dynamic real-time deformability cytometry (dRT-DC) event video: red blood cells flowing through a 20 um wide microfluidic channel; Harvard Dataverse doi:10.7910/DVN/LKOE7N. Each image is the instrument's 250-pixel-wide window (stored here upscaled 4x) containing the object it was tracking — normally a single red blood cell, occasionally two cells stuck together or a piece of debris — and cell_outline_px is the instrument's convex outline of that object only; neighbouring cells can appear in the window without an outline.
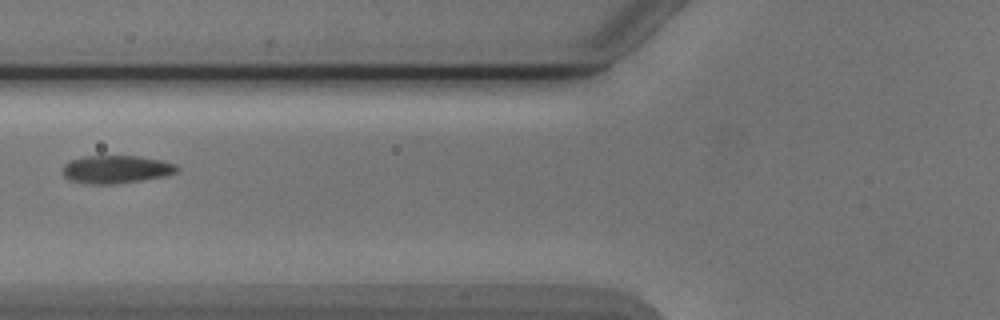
{"species": "Egyptian fruit bat (a non-hibernating species)", "species_latin": "Rousettus aegyptiacus", "temperature_condition": "cold", "stored_images_in_passage": 2, "camera_frame_rate_fps": 3000, "um_per_image_px": 0.085, "animal": {"sex": "male"}, "frame": {"image": 1, "passage_image": 2, "time_ms": 1.0, "image_size_px": [1000, 320], "cell_outline_px": [[180, 168], [176, 172], [164, 176], [116, 184], [84, 184], [68, 180], [64, 176], [64, 164], [72, 160], [84, 156], [140, 156], [160, 160], [176, 164]], "centroid_in_image_um": [9.86, 14.4], "position_along_channel_um": 115.9, "area_um2": 18.61}}